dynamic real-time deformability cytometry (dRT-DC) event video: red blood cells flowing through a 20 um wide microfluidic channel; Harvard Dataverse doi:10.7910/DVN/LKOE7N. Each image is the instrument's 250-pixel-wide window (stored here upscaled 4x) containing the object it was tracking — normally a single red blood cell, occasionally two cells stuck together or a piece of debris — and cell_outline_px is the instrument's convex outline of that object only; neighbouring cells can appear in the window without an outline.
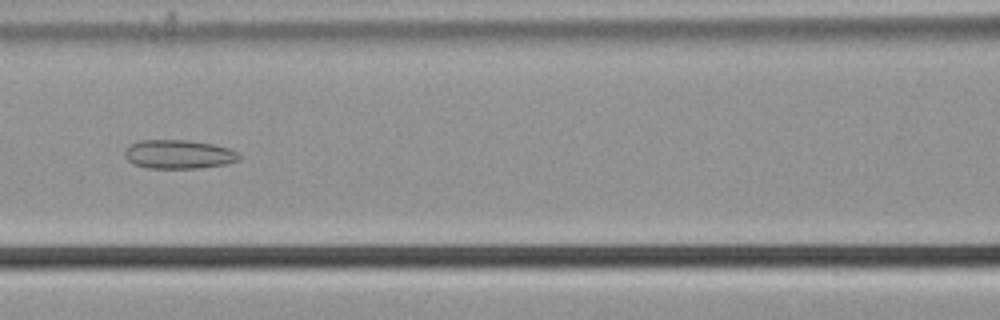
{"species": "common noctule bat (a hibernating species)", "species_latin": "Nyctalus noctula", "temperature_condition": "cold", "stored_images_in_passage": 53, "camera_frame_rate_fps": 3000, "um_per_image_px": 0.085, "animal": {"sex": "male", "body_mass_g": 21.5, "forearm_length_mm": 52.0}, "frame": {"image": 1, "passage_image": 23, "time_ms": 7.333, "image_size_px": [1000, 320], "cell_outline_px": [[240, 160], [224, 164], [200, 168], [148, 168], [132, 164], [124, 156], [124, 152], [128, 144], [140, 140], [188, 140], [212, 144], [228, 148], [236, 152], [240, 156]], "centroid_in_image_um": [15.13, 13.11], "position_along_channel_um": 151.5, "area_um2": 19.31}}
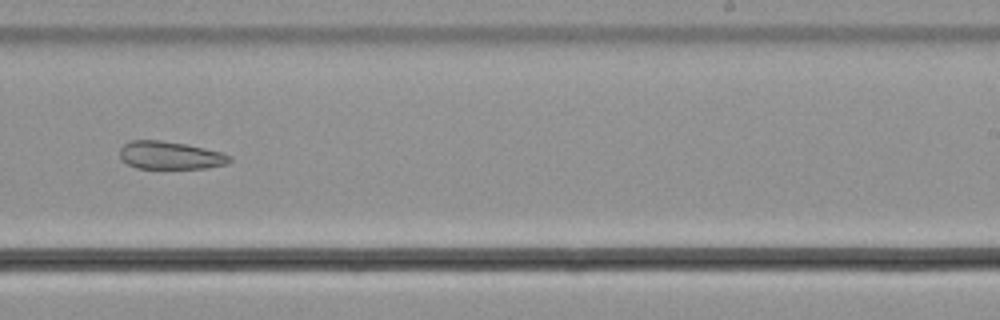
{"frame": {"image": 2, "passage_image": 33, "time_ms": 10.667, "image_size_px": [1000, 320], "cell_outline_px": [[232, 160], [228, 164], [204, 168], [136, 168], [128, 164], [120, 156], [120, 148], [124, 144], [132, 140], [160, 140], [184, 144], [204, 148], [220, 152], [232, 156]], "centroid_in_image_um": [14.48, 13.2], "position_along_channel_um": 274.5, "area_um2": 17.69}}
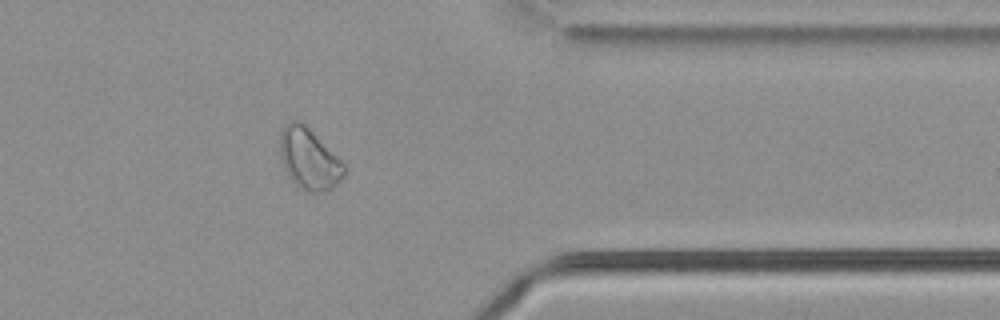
{"frame": {"image": 3, "passage_image": 43, "time_ms": 14.0, "image_size_px": [1000, 320], "cell_outline_px": [[348, 168], [344, 176], [332, 188], [324, 192], [312, 192], [300, 188], [288, 176], [284, 168], [280, 156], [280, 132], [284, 124], [288, 120], [300, 120]], "centroid_in_image_um": [26.25, 13.5], "position_along_channel_um": 385.2, "area_um2": 22.72}, "authors_computed_cell_mechanics": {"area_um2": 23.409, "velocity_mm_per_s": 3.7092, "shape_relaxation_time_tau1_ms": null, "shape_relaxation_time_tau2_ms": 4.5974, "deformation_change_tau1": null, "deformation_change_tau2": 0.1026}}